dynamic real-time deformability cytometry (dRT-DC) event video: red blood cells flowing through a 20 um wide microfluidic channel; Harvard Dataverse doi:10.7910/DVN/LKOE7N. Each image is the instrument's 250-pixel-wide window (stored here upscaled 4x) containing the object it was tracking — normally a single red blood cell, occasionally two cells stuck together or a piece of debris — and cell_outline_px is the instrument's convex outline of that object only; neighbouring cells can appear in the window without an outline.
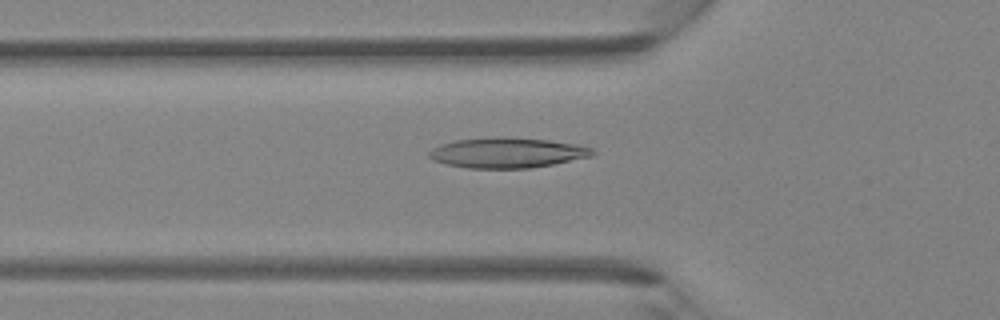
{"species": "Egyptian fruit bat (a non-hibernating species)", "species_latin": "Rousettus aegyptiacus", "temperature_condition": "room temperature", "stored_images_in_passage": 37, "camera_frame_rate_fps": 3000, "um_per_image_px": 0.085, "animal": {"sex": "female"}, "frame": {"image": 1, "passage_image": 7, "time_ms": 2.0, "image_size_px": [1000, 320], "cell_outline_px": [[596, 152], [592, 156], [552, 164], [528, 168], [468, 168], [448, 164], [432, 160], [428, 156], [428, 152], [432, 148], [440, 144], [456, 140], [492, 136], [504, 136], [548, 140], [576, 144], [592, 148]], "centroid_in_image_um": [43.09, 12.97], "position_along_channel_um": 82.7, "area_um2": 28.9}}
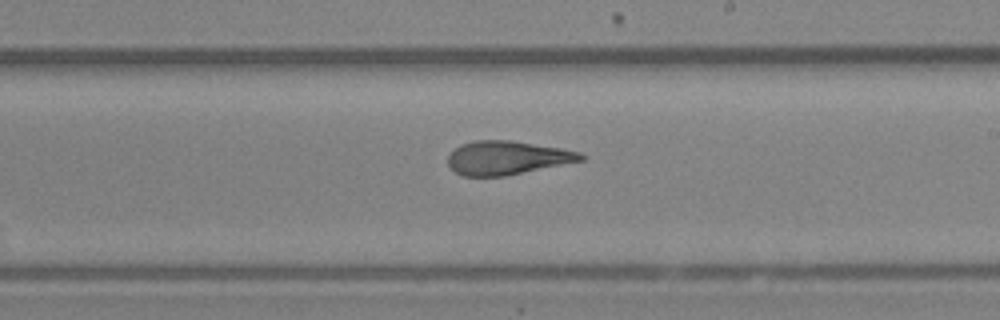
{"frame": {"image": 2, "passage_image": 18, "time_ms": 5.667, "image_size_px": [1000, 320], "cell_outline_px": [[588, 156], [584, 160], [504, 176], [464, 176], [456, 172], [448, 164], [448, 156], [460, 144], [476, 140], [508, 140], [560, 148], [580, 152]], "centroid_in_image_um": [43.12, 13.41], "position_along_channel_um": 245.9, "area_um2": 25.84}}
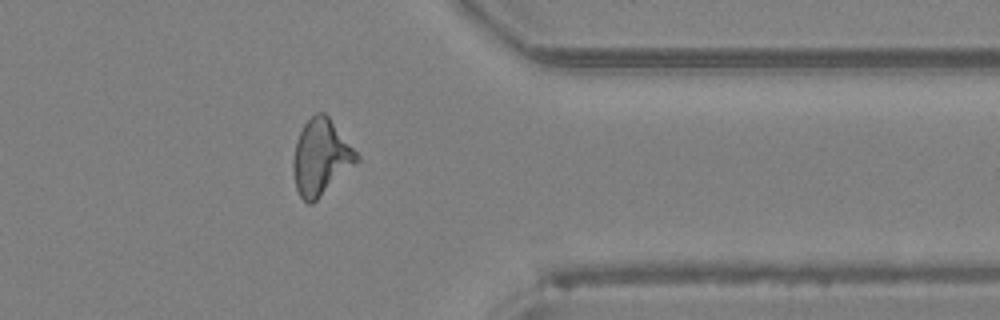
{"frame": {"image": 3, "passage_image": 28, "time_ms": 9.0, "image_size_px": [1000, 320], "cell_outline_px": [[360, 160], [356, 164], [312, 204], [308, 204], [300, 196], [296, 188], [292, 172], [292, 160], [296, 140], [304, 124], [316, 112], [324, 112], [328, 116], [360, 156]], "centroid_in_image_um": [27.26, 13.38], "position_along_channel_um": 384.1, "area_um2": 27.98}}